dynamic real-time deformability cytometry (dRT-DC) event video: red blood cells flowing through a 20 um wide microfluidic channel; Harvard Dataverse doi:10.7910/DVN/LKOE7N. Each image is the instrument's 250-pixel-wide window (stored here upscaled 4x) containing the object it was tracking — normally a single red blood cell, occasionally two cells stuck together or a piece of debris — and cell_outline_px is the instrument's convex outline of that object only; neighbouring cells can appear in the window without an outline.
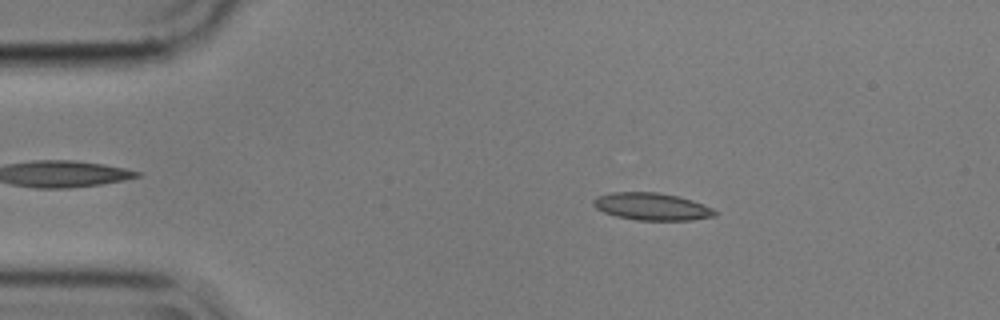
{"species": "common noctule bat (a hibernating species)", "species_latin": "Nyctalus noctula", "temperature_condition": "cold", "stored_images_in_passage": 6, "camera_frame_rate_fps": 3000, "um_per_image_px": 0.085, "animal": {"sex": "male", "body_mass_g": 17.9}, "frame": {"image": 1, "passage_image": 2, "time_ms": 0.333, "image_size_px": [1000, 320], "cell_outline_px": [[716, 216], [692, 220], [636, 220], [616, 216], [604, 212], [596, 208], [592, 204], [592, 200], [596, 196], [612, 192], [656, 192], [676, 196], [692, 200], [712, 208], [716, 212]], "centroid_in_image_um": [55.37, 17.56], "position_along_channel_um": 29.6, "area_um2": 19.31}}
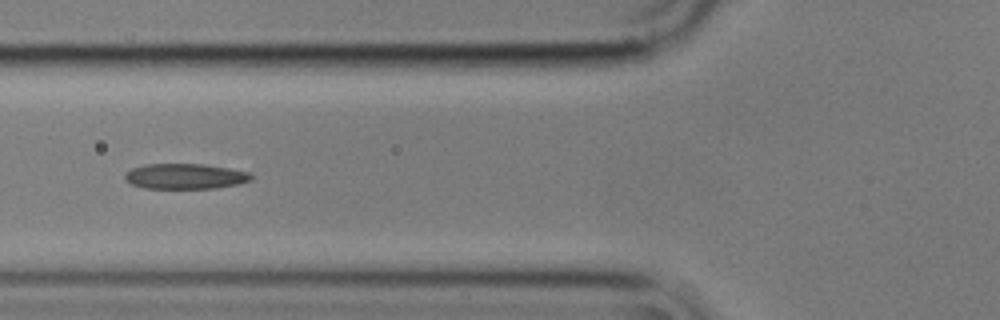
{"frame": {"image": 2, "passage_image": 5, "time_ms": 1.333, "image_size_px": [1000, 320], "cell_outline_px": [[252, 180], [240, 184], [216, 188], [144, 188], [132, 184], [124, 176], [132, 168], [144, 164], [204, 164], [252, 172]], "centroid_in_image_um": [15.81, 14.98], "position_along_channel_um": 110.0, "area_um2": 18.67}}
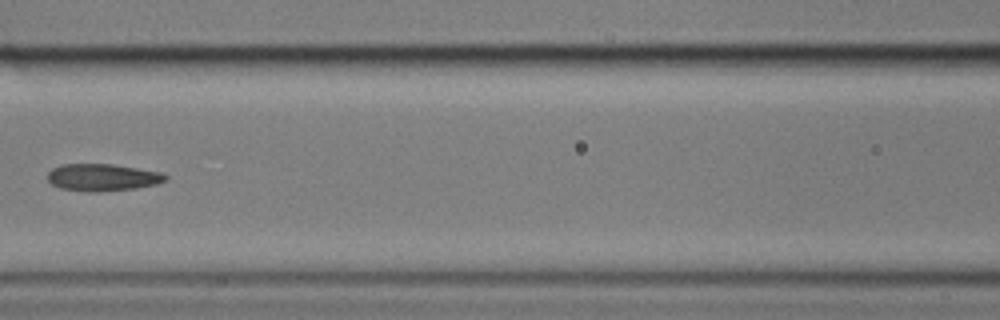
{"frame": {"image": 3, "passage_image": 6, "time_ms": 1.667, "image_size_px": [1000, 320], "cell_outline_px": [[168, 180], [156, 184], [136, 188], [96, 192], [88, 192], [60, 188], [52, 184], [48, 180], [48, 172], [52, 168], [60, 164], [112, 164], [160, 172], [168, 176]], "centroid_in_image_um": [8.7, 15.08], "position_along_channel_um": 157.9, "area_um2": 18.67}}